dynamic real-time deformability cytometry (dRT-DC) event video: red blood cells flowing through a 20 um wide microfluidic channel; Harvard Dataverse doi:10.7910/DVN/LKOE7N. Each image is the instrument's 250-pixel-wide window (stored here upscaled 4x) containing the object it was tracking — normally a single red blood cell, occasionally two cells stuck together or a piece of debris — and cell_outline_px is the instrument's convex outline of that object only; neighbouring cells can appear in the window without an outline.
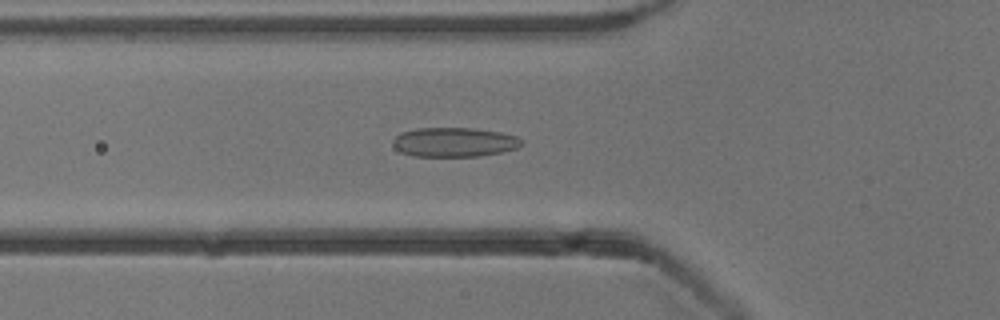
{"species": "common noctule bat (a hibernating species)", "species_latin": "Nyctalus noctula", "temperature_condition": "cold", "stored_images_in_passage": 53, "camera_frame_rate_fps": 3000, "um_per_image_px": 0.085, "animal": {"sex": "male", "body_mass_g": 13.3}, "frame": {"image": 1, "passage_image": 19, "time_ms": 6.0, "image_size_px": [1000, 320], "cell_outline_px": [[524, 144], [516, 148], [500, 152], [480, 156], [412, 156], [400, 152], [392, 144], [392, 140], [400, 132], [416, 128], [472, 128], [500, 132], [516, 136], [524, 140]], "centroid_in_image_um": [38.6, 12.08], "position_along_channel_um": 87.2, "area_um2": 22.14}}
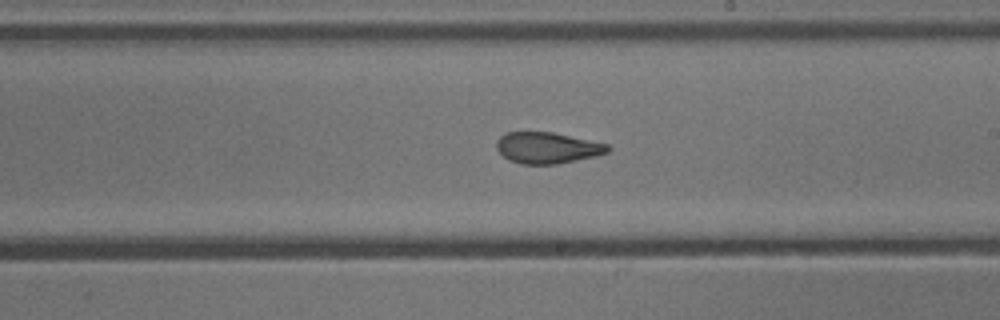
{"frame": {"image": 2, "passage_image": 31, "time_ms": 10.0, "image_size_px": [1000, 320], "cell_outline_px": [[612, 148], [608, 152], [596, 156], [556, 164], [520, 164], [508, 160], [496, 148], [496, 140], [504, 132], [552, 132], [608, 144]], "centroid_in_image_um": [46.5, 12.56], "position_along_channel_um": 242.5, "area_um2": 20.29}}
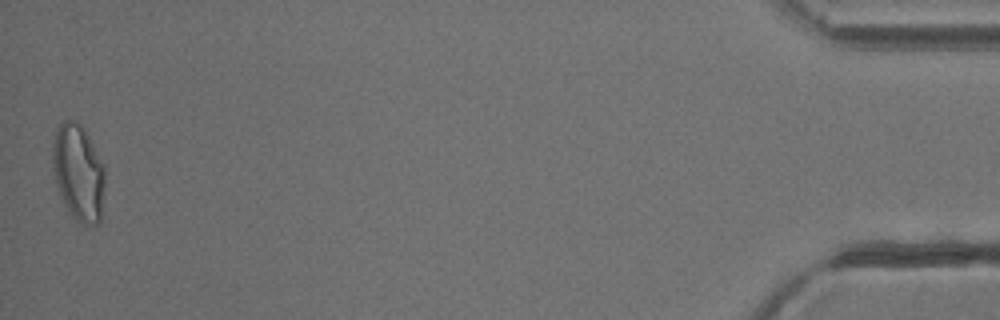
{"frame": {"image": 3, "passage_image": 53, "time_ms": 17.333, "image_size_px": [1000, 320], "cell_outline_px": [[104, 184], [100, 224], [92, 228], [68, 216], [60, 196], [56, 184], [52, 168], [52, 148], [56, 132], [60, 124], [64, 120], [76, 120], [84, 128], [104, 164]], "centroid_in_image_um": [6.66, 14.73], "position_along_channel_um": 428.5, "area_um2": 30.0}, "authors_computed_cell_mechanics": {"area_um2": 22.5998, "velocity_mm_per_s": 3.8573, "shape_relaxation_time_tau1_ms": null, "shape_relaxation_time_tau2_ms": 1.2708, "deformation_change_tau1": null, "deformation_change_tau2": 0.0879}}